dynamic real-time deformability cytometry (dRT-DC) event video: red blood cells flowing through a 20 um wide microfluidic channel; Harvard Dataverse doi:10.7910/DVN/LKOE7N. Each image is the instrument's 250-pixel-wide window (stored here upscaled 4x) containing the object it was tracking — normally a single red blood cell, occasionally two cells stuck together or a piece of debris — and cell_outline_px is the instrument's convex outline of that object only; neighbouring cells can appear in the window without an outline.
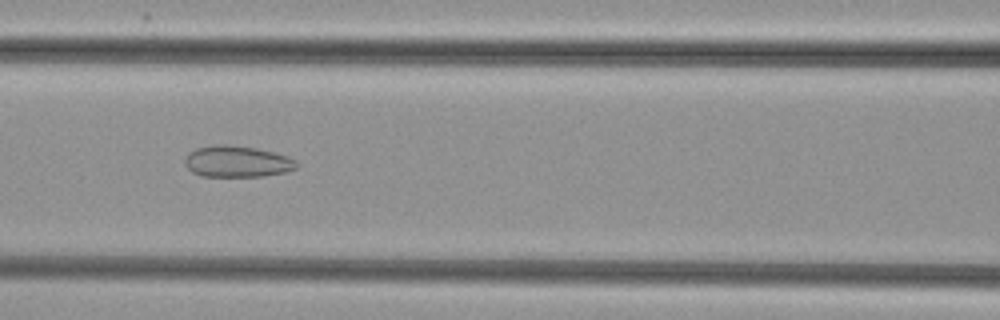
{"species": "common noctule bat (a hibernating species)", "species_latin": "Nyctalus noctula", "temperature_condition": "cold", "stored_images_in_passage": 38, "camera_frame_rate_fps": 3000, "um_per_image_px": 0.085, "animal": {"sex": "female", "body_mass_g": 29.2, "forearm_length_mm": 56.3}, "frame": {"image": 1, "passage_image": 9, "time_ms": 2.667, "image_size_px": [1000, 320], "cell_outline_px": [[300, 164], [296, 168], [284, 172], [264, 176], [200, 176], [192, 172], [184, 164], [184, 160], [188, 152], [196, 148], [216, 144], [224, 144], [256, 148], [288, 156], [296, 160]], "centroid_in_image_um": [20.14, 13.72], "position_along_channel_um": 146.5, "area_um2": 20.52}}
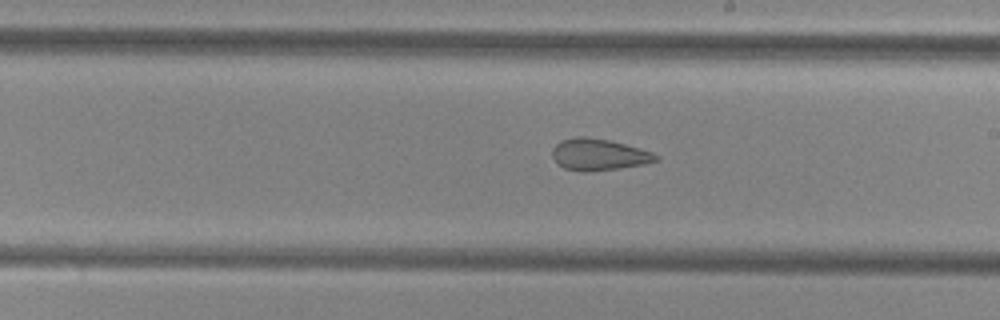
{"frame": {"image": 2, "passage_image": 16, "time_ms": 5.0, "image_size_px": [1000, 320], "cell_outline_px": [[660, 160], [644, 164], [620, 168], [588, 172], [584, 172], [564, 168], [552, 156], [552, 148], [560, 140], [576, 136], [588, 136], [608, 140], [624, 144], [652, 152], [660, 156]], "centroid_in_image_um": [50.9, 13.13], "position_along_channel_um": 238.1, "area_um2": 19.13}}
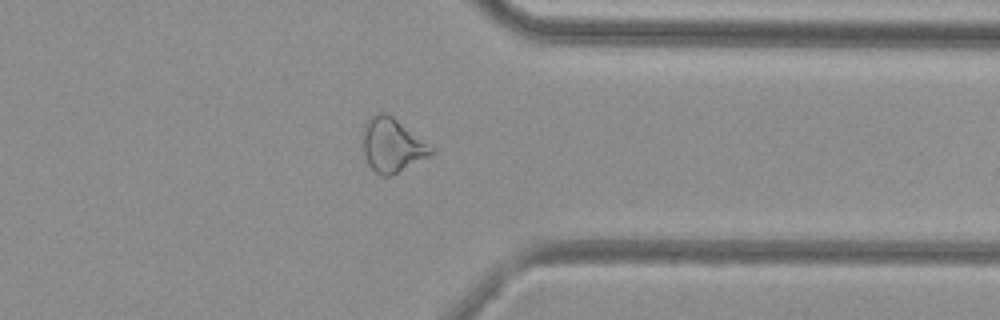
{"frame": {"image": 3, "passage_image": 27, "time_ms": 8.667, "image_size_px": [1000, 320], "cell_outline_px": [[436, 152], [392, 176], [380, 176], [368, 164], [364, 156], [364, 124], [368, 116], [376, 112], [384, 112], [392, 116], [436, 148]], "centroid_in_image_um": [33.35, 12.33], "position_along_channel_um": 378.0, "area_um2": 21.68}}